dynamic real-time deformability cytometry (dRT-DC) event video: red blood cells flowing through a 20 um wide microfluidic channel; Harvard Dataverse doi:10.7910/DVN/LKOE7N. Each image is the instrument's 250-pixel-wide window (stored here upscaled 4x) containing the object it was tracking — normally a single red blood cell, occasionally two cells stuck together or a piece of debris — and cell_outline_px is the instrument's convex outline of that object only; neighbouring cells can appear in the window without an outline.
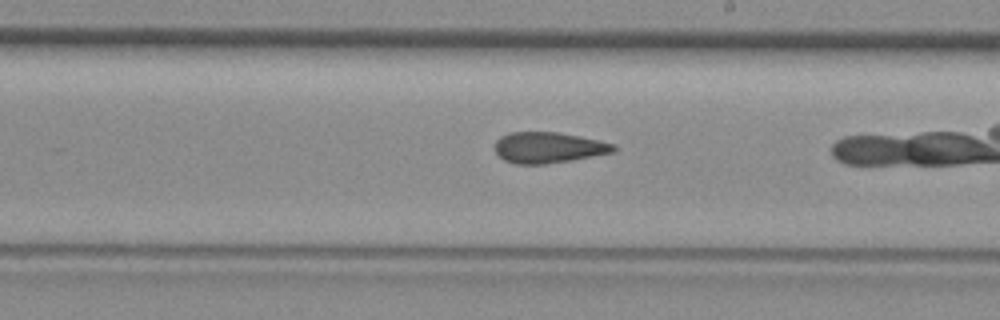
{"species": "common noctule bat (a hibernating species)", "species_latin": "Nyctalus noctula", "temperature_condition": "room temperature", "stored_images_in_passage": 21, "camera_frame_rate_fps": 3000, "um_per_image_px": 0.085, "animal": {"sex": "female", "body_mass_g": 29.2, "forearm_length_mm": 56.3}, "frame": {"image": 1, "passage_image": 12, "time_ms": 3.667, "image_size_px": [1000, 320], "cell_outline_px": [[616, 152], [544, 164], [516, 164], [504, 160], [496, 152], [496, 140], [500, 136], [508, 132], [556, 132], [616, 144]], "centroid_in_image_um": [46.59, 12.54], "position_along_channel_um": 242.4, "area_um2": 21.1}}